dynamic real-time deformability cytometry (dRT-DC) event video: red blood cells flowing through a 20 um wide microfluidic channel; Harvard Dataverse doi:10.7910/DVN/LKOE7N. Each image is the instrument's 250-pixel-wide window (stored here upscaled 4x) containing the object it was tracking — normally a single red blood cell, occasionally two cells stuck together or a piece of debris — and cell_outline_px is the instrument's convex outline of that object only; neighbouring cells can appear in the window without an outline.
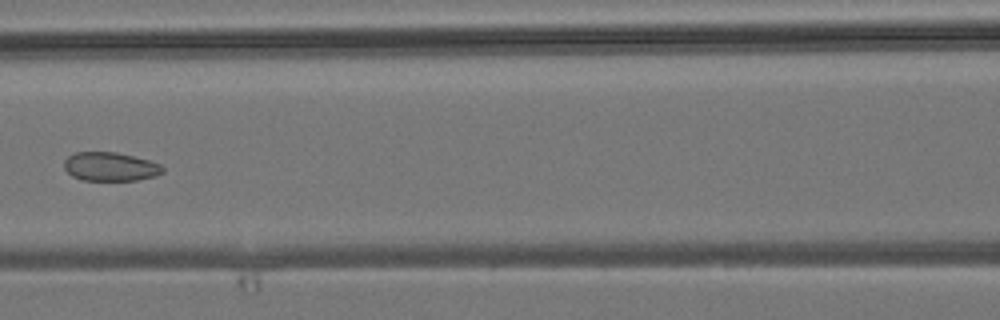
{"species": "common noctule bat (a hibernating species)", "species_latin": "Nyctalus noctula", "temperature_condition": "room temperature", "stored_images_in_passage": 5, "camera_frame_rate_fps": 3000, "um_per_image_px": 0.085, "animal": {"sex": "male", "body_mass_g": 19.2, "forearm_length_mm": 51.8}, "frame": {"image": 1, "passage_image": 4, "time_ms": 3.667, "image_size_px": [1000, 320], "cell_outline_px": [[164, 172], [156, 176], [136, 180], [84, 180], [72, 176], [64, 168], [64, 160], [68, 156], [76, 152], [116, 152], [148, 160], [160, 164], [164, 168]], "centroid_in_image_um": [9.38, 14.16], "position_along_channel_um": 157.2, "area_um2": 16.47}}
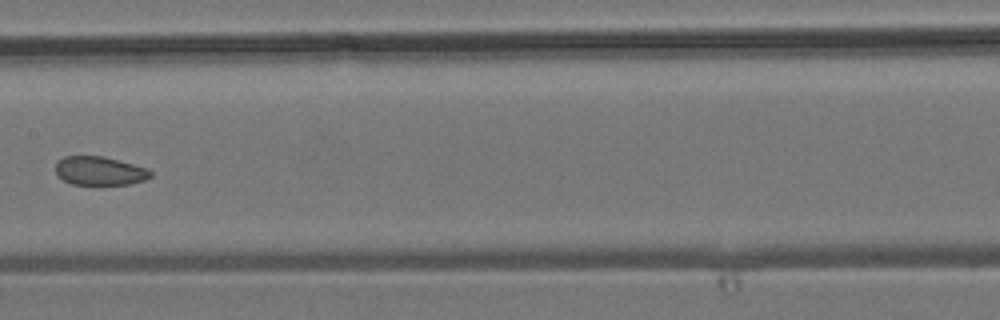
{"frame": {"image": 2, "passage_image": 5, "time_ms": 4.667, "image_size_px": [1000, 320], "cell_outline_px": [[152, 176], [144, 180], [128, 184], [72, 184], [64, 180], [56, 172], [56, 164], [64, 156], [104, 156], [148, 168], [152, 172]], "centroid_in_image_um": [8.5, 14.51], "position_along_channel_um": 198.9, "area_um2": 15.72}}